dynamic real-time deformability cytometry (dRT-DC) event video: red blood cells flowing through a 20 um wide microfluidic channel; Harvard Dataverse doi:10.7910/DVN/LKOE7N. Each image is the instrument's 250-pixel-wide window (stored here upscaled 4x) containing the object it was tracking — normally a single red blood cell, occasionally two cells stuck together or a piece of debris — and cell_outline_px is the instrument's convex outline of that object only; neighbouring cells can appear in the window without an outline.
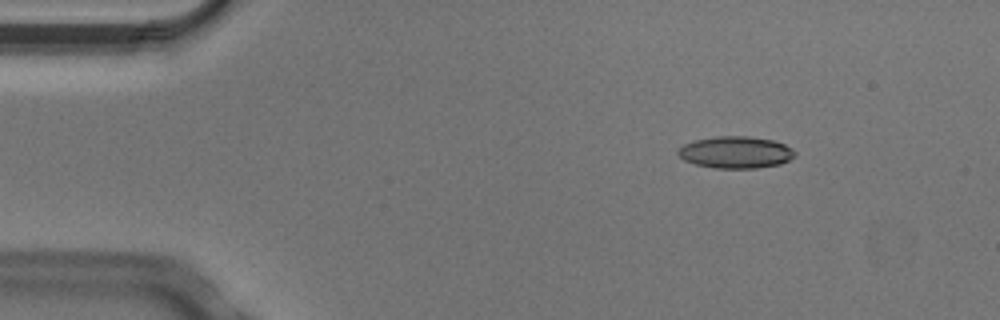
{"species": "Egyptian fruit bat (a non-hibernating species)", "species_latin": "Rousettus aegyptiacus", "temperature_condition": "cold", "stored_images_in_passage": 4, "camera_frame_rate_fps": 3000, "um_per_image_px": 0.085, "animal": {"sex": "male"}, "frame": {"image": 1, "passage_image": 2, "time_ms": 0.333, "image_size_px": [1000, 320], "cell_outline_px": [[796, 156], [780, 164], [756, 168], [712, 168], [696, 164], [684, 160], [676, 152], [684, 144], [696, 140], [716, 136], [748, 136], [772, 140], [784, 144], [792, 148], [796, 152]], "centroid_in_image_um": [62.55, 12.95], "position_along_channel_um": 22.5, "area_um2": 21.68}}